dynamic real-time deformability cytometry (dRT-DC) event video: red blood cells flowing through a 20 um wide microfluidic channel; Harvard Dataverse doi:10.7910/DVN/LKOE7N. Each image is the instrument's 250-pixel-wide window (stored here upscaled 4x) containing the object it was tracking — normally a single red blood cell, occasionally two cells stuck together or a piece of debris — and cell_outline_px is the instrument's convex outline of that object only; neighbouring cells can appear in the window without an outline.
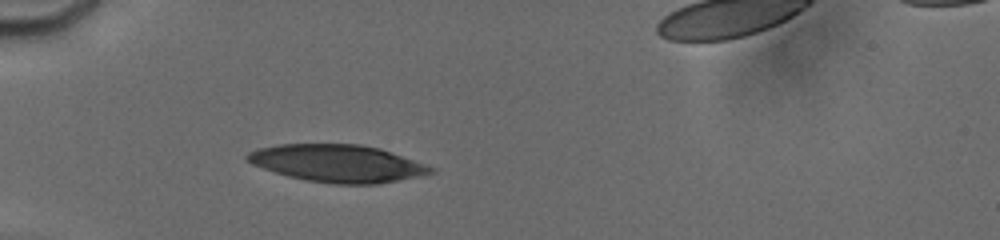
{"species": "human", "species_latin": "Homo sapiens", "temperature_condition": "cold", "stored_images_in_passage": 5, "camera_frame_rate_fps": 3000, "um_per_image_px": 0.085, "donor": {"sex": "male"}, "frame": {"image": 1, "passage_image": 5, "time_ms": 4.0, "image_size_px": [1000, 240], "cell_outline_px": [[436, 172], [376, 184], [332, 184], [308, 180], [288, 176], [252, 164], [244, 156], [248, 152], [260, 148], [280, 144], [360, 144], [380, 148], [436, 168]], "centroid_in_image_um": [28.69, 13.88], "position_along_channel_um": 56.3, "area_um2": 39.59}}